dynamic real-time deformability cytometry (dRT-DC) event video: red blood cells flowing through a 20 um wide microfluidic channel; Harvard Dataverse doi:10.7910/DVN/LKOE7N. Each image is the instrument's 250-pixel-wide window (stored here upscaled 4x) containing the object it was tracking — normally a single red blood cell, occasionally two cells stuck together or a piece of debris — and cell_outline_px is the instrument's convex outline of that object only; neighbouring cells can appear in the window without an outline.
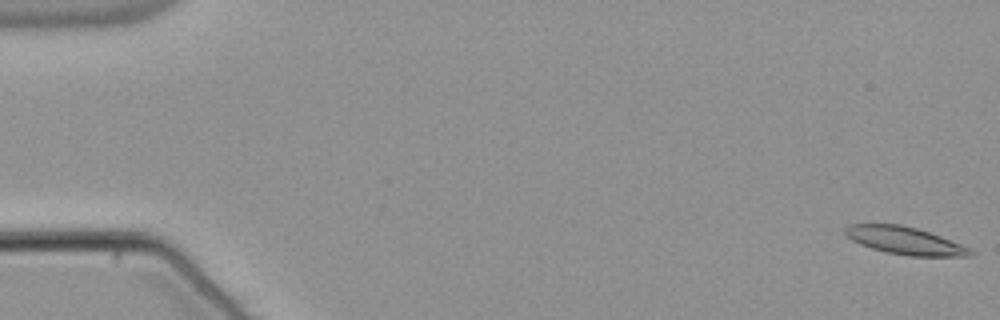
{"species": "common noctule bat (a hibernating species)", "species_latin": "Nyctalus noctula", "temperature_condition": "warm", "stored_images_in_passage": 55, "camera_frame_rate_fps": 3000, "um_per_image_px": 0.085, "animal": {"sex": "male", "body_mass_g": 21.5, "forearm_length_mm": 52.0}, "frame": {"image": 1, "passage_image": 1, "time_ms": 0.0, "image_size_px": [1000, 320], "cell_outline_px": [[976, 252], [972, 256], [908, 256], [884, 252], [860, 244], [852, 240], [844, 232], [844, 228], [848, 224], [900, 224], [916, 228], [940, 236], [960, 244]], "centroid_in_image_um": [76.9, 20.46], "position_along_channel_um": 8.1, "area_um2": 20.0}}
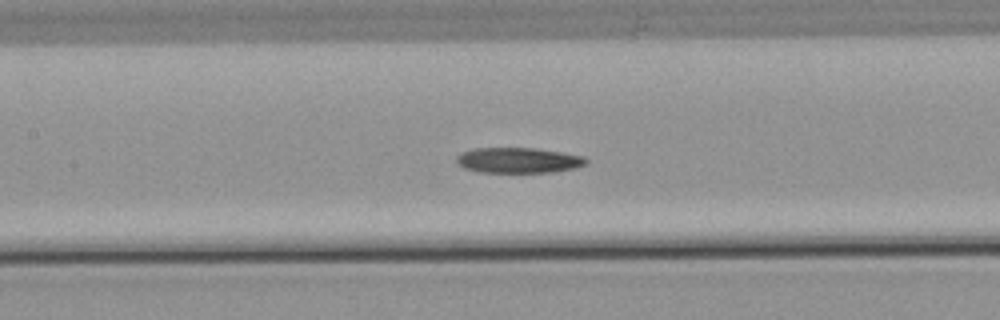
{"frame": {"image": 2, "passage_image": 26, "time_ms": 8.333, "image_size_px": [1000, 320], "cell_outline_px": [[588, 160], [584, 164], [576, 168], [556, 172], [480, 172], [464, 168], [456, 164], [456, 156], [460, 152], [472, 148], [536, 148], [584, 156]], "centroid_in_image_um": [44.02, 13.62], "position_along_channel_um": 163.4, "area_um2": 19.36}}
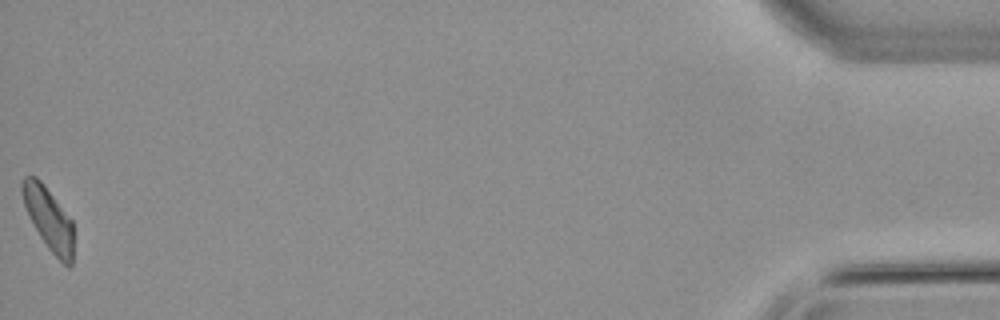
{"frame": {"image": 3, "passage_image": 55, "time_ms": 18.0, "image_size_px": [1000, 320], "cell_outline_px": [[72, 264], [68, 268], [48, 248], [40, 236], [24, 204], [20, 188], [20, 184], [24, 176], [36, 176], [44, 184], [72, 220]], "centroid_in_image_um": [4.12, 18.55], "position_along_channel_um": 431.1, "area_um2": 18.32}}